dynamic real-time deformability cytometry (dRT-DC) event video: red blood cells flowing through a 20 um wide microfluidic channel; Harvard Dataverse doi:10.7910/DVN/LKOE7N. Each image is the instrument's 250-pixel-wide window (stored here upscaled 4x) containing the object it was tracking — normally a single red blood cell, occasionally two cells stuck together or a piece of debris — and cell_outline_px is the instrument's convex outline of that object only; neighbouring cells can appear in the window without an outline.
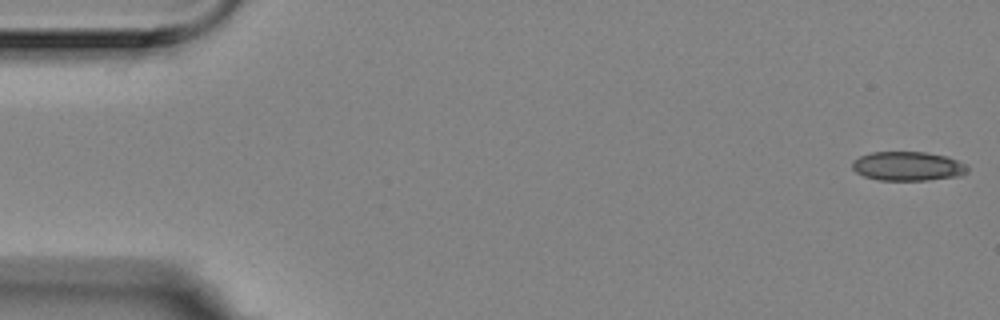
{"species": "Egyptian fruit bat (a non-hibernating species)", "species_latin": "Rousettus aegyptiacus", "temperature_condition": "room temperature", "stored_images_in_passage": 8, "camera_frame_rate_fps": 3000, "um_per_image_px": 0.085, "animal": {"sex": "female"}, "frame": {"image": 1, "passage_image": 1, "time_ms": 0.0, "image_size_px": [1000, 320], "cell_outline_px": [[968, 172], [960, 176], [928, 180], [880, 180], [864, 176], [856, 172], [852, 168], [852, 160], [860, 156], [872, 152], [924, 152], [948, 156], [968, 164]], "centroid_in_image_um": [77.2, 14.12], "position_along_channel_um": 7.8, "area_um2": 19.77}}